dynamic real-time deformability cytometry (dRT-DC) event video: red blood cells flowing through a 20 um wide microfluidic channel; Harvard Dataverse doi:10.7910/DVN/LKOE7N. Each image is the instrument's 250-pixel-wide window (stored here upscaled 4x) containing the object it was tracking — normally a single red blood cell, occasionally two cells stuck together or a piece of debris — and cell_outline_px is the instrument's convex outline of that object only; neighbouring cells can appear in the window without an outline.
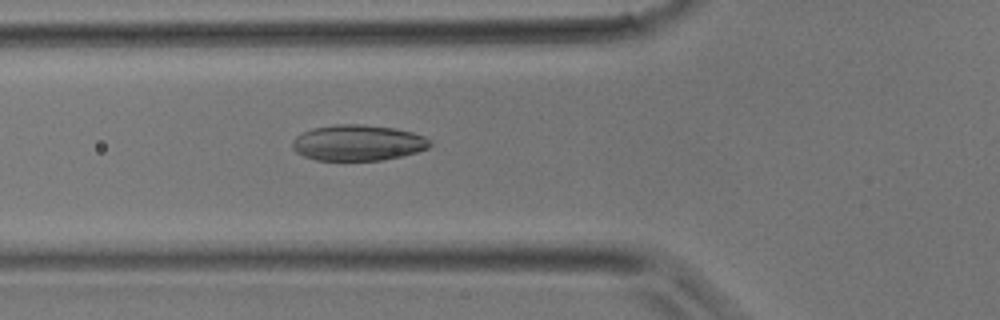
{"species": "common noctule bat (a hibernating species)", "species_latin": "Nyctalus noctula", "temperature_condition": "room temperature", "stored_images_in_passage": 37, "camera_frame_rate_fps": 3000, "um_per_image_px": 0.085, "animal": {"sex": "male", "body_mass_g": 17.9}, "frame": {"image": 1, "passage_image": 13, "time_ms": 4.0, "image_size_px": [1000, 320], "cell_outline_px": [[432, 144], [428, 148], [416, 152], [400, 156], [380, 160], [316, 160], [304, 156], [296, 152], [292, 148], [292, 140], [296, 136], [312, 128], [336, 124], [360, 124], [396, 128], [412, 132], [424, 136], [432, 140]], "centroid_in_image_um": [30.42, 12.13], "position_along_channel_um": 95.4, "area_um2": 28.78}}
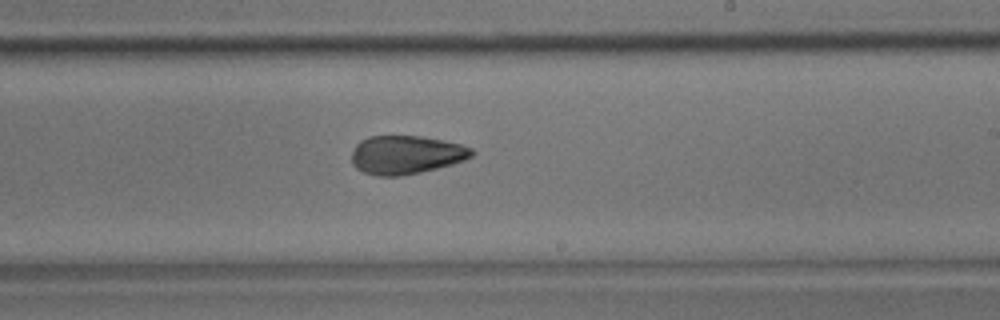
{"frame": {"image": 2, "passage_image": 22, "time_ms": 7.0, "image_size_px": [1000, 320], "cell_outline_px": [[476, 152], [472, 156], [464, 160], [452, 164], [420, 172], [400, 176], [376, 176], [364, 172], [356, 168], [352, 164], [352, 152], [356, 144], [360, 140], [368, 136], [420, 136], [460, 144], [472, 148]], "centroid_in_image_um": [34.49, 13.16], "position_along_channel_um": 254.5, "area_um2": 26.93}}
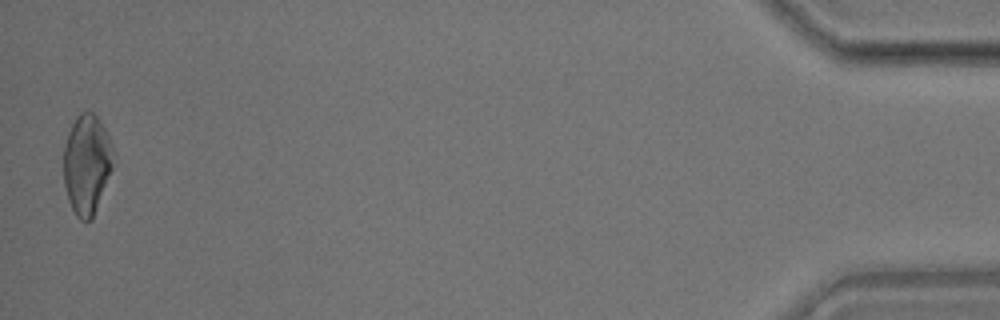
{"frame": {"image": 3, "passage_image": 37, "time_ms": 12.0, "image_size_px": [1000, 320], "cell_outline_px": [[112, 168], [92, 220], [80, 220], [76, 216], [68, 200], [64, 184], [64, 148], [68, 132], [76, 116], [80, 112], [92, 112], [100, 120], [108, 136], [112, 148]], "centroid_in_image_um": [7.36, 13.96], "position_along_channel_um": 427.8, "area_um2": 28.55}}